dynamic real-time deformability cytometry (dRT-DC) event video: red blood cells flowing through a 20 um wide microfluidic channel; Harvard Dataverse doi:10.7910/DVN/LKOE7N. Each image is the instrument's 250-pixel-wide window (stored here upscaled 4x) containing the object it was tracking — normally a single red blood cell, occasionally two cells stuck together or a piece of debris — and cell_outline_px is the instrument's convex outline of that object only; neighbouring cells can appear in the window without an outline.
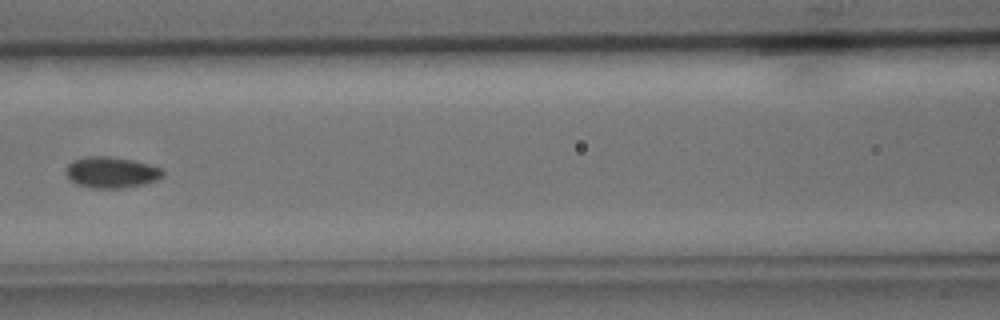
{"species": "common noctule bat (a hibernating species)", "species_latin": "Nyctalus noctula", "temperature_condition": "cold", "stored_images_in_passage": 6, "segment_of_instrument_passage": [2, 2], "camera_frame_rate_fps": 3000, "um_per_image_px": 0.085, "animal": {"sex": "male", "body_mass_g": 15.6}, "frame": {"image": 1, "passage_image": 6, "time_ms": 6.667, "image_size_px": [1000, 320], "cell_outline_px": [[164, 172], [156, 180], [144, 184], [120, 188], [92, 188], [76, 184], [68, 176], [68, 164], [72, 160], [84, 156], [108, 156], [132, 160], [148, 164], [160, 168]], "centroid_in_image_um": [9.45, 14.64], "position_along_channel_um": 157.2, "area_um2": 17.28}}